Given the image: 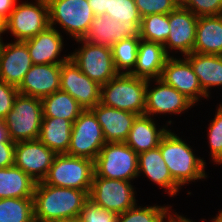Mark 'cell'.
<instances>
[{"label": "cell", "instance_id": "1", "mask_svg": "<svg viewBox=\"0 0 222 222\" xmlns=\"http://www.w3.org/2000/svg\"><path fill=\"white\" fill-rule=\"evenodd\" d=\"M89 200V192L74 188L51 186L37 182L33 195L36 222H51L62 218L80 216Z\"/></svg>", "mask_w": 222, "mask_h": 222}, {"label": "cell", "instance_id": "2", "mask_svg": "<svg viewBox=\"0 0 222 222\" xmlns=\"http://www.w3.org/2000/svg\"><path fill=\"white\" fill-rule=\"evenodd\" d=\"M159 149L173 180L181 187L190 181L207 178L206 162L196 157L192 147L168 130L159 143Z\"/></svg>", "mask_w": 222, "mask_h": 222}, {"label": "cell", "instance_id": "3", "mask_svg": "<svg viewBox=\"0 0 222 222\" xmlns=\"http://www.w3.org/2000/svg\"><path fill=\"white\" fill-rule=\"evenodd\" d=\"M147 80L130 74H118L101 85L104 106L144 115Z\"/></svg>", "mask_w": 222, "mask_h": 222}, {"label": "cell", "instance_id": "4", "mask_svg": "<svg viewBox=\"0 0 222 222\" xmlns=\"http://www.w3.org/2000/svg\"><path fill=\"white\" fill-rule=\"evenodd\" d=\"M94 161L68 154H57L43 183L90 192L94 176Z\"/></svg>", "mask_w": 222, "mask_h": 222}, {"label": "cell", "instance_id": "5", "mask_svg": "<svg viewBox=\"0 0 222 222\" xmlns=\"http://www.w3.org/2000/svg\"><path fill=\"white\" fill-rule=\"evenodd\" d=\"M43 118L41 99L18 94L4 121L14 142L37 140Z\"/></svg>", "mask_w": 222, "mask_h": 222}, {"label": "cell", "instance_id": "6", "mask_svg": "<svg viewBox=\"0 0 222 222\" xmlns=\"http://www.w3.org/2000/svg\"><path fill=\"white\" fill-rule=\"evenodd\" d=\"M95 174L106 179L131 181L138 176V154L125 142L105 143L94 161Z\"/></svg>", "mask_w": 222, "mask_h": 222}, {"label": "cell", "instance_id": "7", "mask_svg": "<svg viewBox=\"0 0 222 222\" xmlns=\"http://www.w3.org/2000/svg\"><path fill=\"white\" fill-rule=\"evenodd\" d=\"M49 26L58 24L71 38L84 39L95 17L88 0H47Z\"/></svg>", "mask_w": 222, "mask_h": 222}, {"label": "cell", "instance_id": "8", "mask_svg": "<svg viewBox=\"0 0 222 222\" xmlns=\"http://www.w3.org/2000/svg\"><path fill=\"white\" fill-rule=\"evenodd\" d=\"M75 41L82 43V47L69 54L70 59L91 80L103 85L119 74L115 69L111 48L84 39Z\"/></svg>", "mask_w": 222, "mask_h": 222}, {"label": "cell", "instance_id": "9", "mask_svg": "<svg viewBox=\"0 0 222 222\" xmlns=\"http://www.w3.org/2000/svg\"><path fill=\"white\" fill-rule=\"evenodd\" d=\"M106 141L91 109L83 110L72 124L70 146L66 154L96 160Z\"/></svg>", "mask_w": 222, "mask_h": 222}, {"label": "cell", "instance_id": "10", "mask_svg": "<svg viewBox=\"0 0 222 222\" xmlns=\"http://www.w3.org/2000/svg\"><path fill=\"white\" fill-rule=\"evenodd\" d=\"M134 192L129 181L106 179L94 173L89 200L119 215L137 204Z\"/></svg>", "mask_w": 222, "mask_h": 222}, {"label": "cell", "instance_id": "11", "mask_svg": "<svg viewBox=\"0 0 222 222\" xmlns=\"http://www.w3.org/2000/svg\"><path fill=\"white\" fill-rule=\"evenodd\" d=\"M48 26L47 0H36L34 4L30 2L16 4L6 20V31L9 30L16 41H26L33 38Z\"/></svg>", "mask_w": 222, "mask_h": 222}, {"label": "cell", "instance_id": "12", "mask_svg": "<svg viewBox=\"0 0 222 222\" xmlns=\"http://www.w3.org/2000/svg\"><path fill=\"white\" fill-rule=\"evenodd\" d=\"M60 90L70 94L84 110L101 101V85L82 73L70 58L61 64Z\"/></svg>", "mask_w": 222, "mask_h": 222}, {"label": "cell", "instance_id": "13", "mask_svg": "<svg viewBox=\"0 0 222 222\" xmlns=\"http://www.w3.org/2000/svg\"><path fill=\"white\" fill-rule=\"evenodd\" d=\"M56 155L39 139L15 142L14 166L40 182L46 177Z\"/></svg>", "mask_w": 222, "mask_h": 222}, {"label": "cell", "instance_id": "14", "mask_svg": "<svg viewBox=\"0 0 222 222\" xmlns=\"http://www.w3.org/2000/svg\"><path fill=\"white\" fill-rule=\"evenodd\" d=\"M197 23L198 17L181 5L169 13L170 31L166 42L163 44L169 56L168 49L179 50L184 56L193 52Z\"/></svg>", "mask_w": 222, "mask_h": 222}, {"label": "cell", "instance_id": "15", "mask_svg": "<svg viewBox=\"0 0 222 222\" xmlns=\"http://www.w3.org/2000/svg\"><path fill=\"white\" fill-rule=\"evenodd\" d=\"M150 81L147 80L144 115L178 114L193 107L194 104L187 97L160 78L153 80L158 84L153 89L149 88Z\"/></svg>", "mask_w": 222, "mask_h": 222}, {"label": "cell", "instance_id": "16", "mask_svg": "<svg viewBox=\"0 0 222 222\" xmlns=\"http://www.w3.org/2000/svg\"><path fill=\"white\" fill-rule=\"evenodd\" d=\"M160 79L178 90L193 104L197 103L200 97L208 98L200 86L192 65L185 57L176 59L170 56L163 67Z\"/></svg>", "mask_w": 222, "mask_h": 222}, {"label": "cell", "instance_id": "17", "mask_svg": "<svg viewBox=\"0 0 222 222\" xmlns=\"http://www.w3.org/2000/svg\"><path fill=\"white\" fill-rule=\"evenodd\" d=\"M141 23L124 24L106 15L94 17L90 29L84 40L95 44L112 48L115 43L140 35Z\"/></svg>", "mask_w": 222, "mask_h": 222}, {"label": "cell", "instance_id": "18", "mask_svg": "<svg viewBox=\"0 0 222 222\" xmlns=\"http://www.w3.org/2000/svg\"><path fill=\"white\" fill-rule=\"evenodd\" d=\"M61 64H33L17 87L19 94L42 99L60 90Z\"/></svg>", "mask_w": 222, "mask_h": 222}, {"label": "cell", "instance_id": "19", "mask_svg": "<svg viewBox=\"0 0 222 222\" xmlns=\"http://www.w3.org/2000/svg\"><path fill=\"white\" fill-rule=\"evenodd\" d=\"M33 66L27 45L15 41L2 45L0 52V80L18 87Z\"/></svg>", "mask_w": 222, "mask_h": 222}, {"label": "cell", "instance_id": "20", "mask_svg": "<svg viewBox=\"0 0 222 222\" xmlns=\"http://www.w3.org/2000/svg\"><path fill=\"white\" fill-rule=\"evenodd\" d=\"M102 128L106 143L125 142L135 119V113L111 108L98 103L91 109Z\"/></svg>", "mask_w": 222, "mask_h": 222}, {"label": "cell", "instance_id": "21", "mask_svg": "<svg viewBox=\"0 0 222 222\" xmlns=\"http://www.w3.org/2000/svg\"><path fill=\"white\" fill-rule=\"evenodd\" d=\"M23 42L27 45L33 64H62L70 58V55L58 58L64 42L55 26H48L38 35Z\"/></svg>", "mask_w": 222, "mask_h": 222}, {"label": "cell", "instance_id": "22", "mask_svg": "<svg viewBox=\"0 0 222 222\" xmlns=\"http://www.w3.org/2000/svg\"><path fill=\"white\" fill-rule=\"evenodd\" d=\"M169 57L163 44L141 39L136 65L130 75L146 80L159 79Z\"/></svg>", "mask_w": 222, "mask_h": 222}, {"label": "cell", "instance_id": "23", "mask_svg": "<svg viewBox=\"0 0 222 222\" xmlns=\"http://www.w3.org/2000/svg\"><path fill=\"white\" fill-rule=\"evenodd\" d=\"M141 173L166 189L165 192H168L172 197L179 192L180 186L173 180L159 147L138 155V175Z\"/></svg>", "mask_w": 222, "mask_h": 222}, {"label": "cell", "instance_id": "24", "mask_svg": "<svg viewBox=\"0 0 222 222\" xmlns=\"http://www.w3.org/2000/svg\"><path fill=\"white\" fill-rule=\"evenodd\" d=\"M154 122L152 117L138 116L129 131L125 143L138 155L158 147L160 140L168 132L165 127L157 129V125Z\"/></svg>", "mask_w": 222, "mask_h": 222}, {"label": "cell", "instance_id": "25", "mask_svg": "<svg viewBox=\"0 0 222 222\" xmlns=\"http://www.w3.org/2000/svg\"><path fill=\"white\" fill-rule=\"evenodd\" d=\"M193 52L222 55V15L198 17Z\"/></svg>", "mask_w": 222, "mask_h": 222}, {"label": "cell", "instance_id": "26", "mask_svg": "<svg viewBox=\"0 0 222 222\" xmlns=\"http://www.w3.org/2000/svg\"><path fill=\"white\" fill-rule=\"evenodd\" d=\"M192 65L194 73L206 96L209 88L222 86V55H210L192 52L184 56Z\"/></svg>", "mask_w": 222, "mask_h": 222}, {"label": "cell", "instance_id": "27", "mask_svg": "<svg viewBox=\"0 0 222 222\" xmlns=\"http://www.w3.org/2000/svg\"><path fill=\"white\" fill-rule=\"evenodd\" d=\"M72 124L59 117H43L38 139L56 154H65L70 146Z\"/></svg>", "mask_w": 222, "mask_h": 222}, {"label": "cell", "instance_id": "28", "mask_svg": "<svg viewBox=\"0 0 222 222\" xmlns=\"http://www.w3.org/2000/svg\"><path fill=\"white\" fill-rule=\"evenodd\" d=\"M36 183L16 166L0 168V199L33 198Z\"/></svg>", "mask_w": 222, "mask_h": 222}, {"label": "cell", "instance_id": "29", "mask_svg": "<svg viewBox=\"0 0 222 222\" xmlns=\"http://www.w3.org/2000/svg\"><path fill=\"white\" fill-rule=\"evenodd\" d=\"M43 117L63 118L72 123L84 110L67 92L58 90L41 99Z\"/></svg>", "mask_w": 222, "mask_h": 222}, {"label": "cell", "instance_id": "30", "mask_svg": "<svg viewBox=\"0 0 222 222\" xmlns=\"http://www.w3.org/2000/svg\"><path fill=\"white\" fill-rule=\"evenodd\" d=\"M0 222H36L33 198L0 199Z\"/></svg>", "mask_w": 222, "mask_h": 222}, {"label": "cell", "instance_id": "31", "mask_svg": "<svg viewBox=\"0 0 222 222\" xmlns=\"http://www.w3.org/2000/svg\"><path fill=\"white\" fill-rule=\"evenodd\" d=\"M169 209L168 206L141 207L136 204L124 213L117 215L116 222H173L178 214H170Z\"/></svg>", "mask_w": 222, "mask_h": 222}, {"label": "cell", "instance_id": "32", "mask_svg": "<svg viewBox=\"0 0 222 222\" xmlns=\"http://www.w3.org/2000/svg\"><path fill=\"white\" fill-rule=\"evenodd\" d=\"M140 40V36L126 38L111 48L115 69L119 74H130L134 69Z\"/></svg>", "mask_w": 222, "mask_h": 222}, {"label": "cell", "instance_id": "33", "mask_svg": "<svg viewBox=\"0 0 222 222\" xmlns=\"http://www.w3.org/2000/svg\"><path fill=\"white\" fill-rule=\"evenodd\" d=\"M169 14H151L141 19L140 38L164 44L168 38Z\"/></svg>", "mask_w": 222, "mask_h": 222}, {"label": "cell", "instance_id": "34", "mask_svg": "<svg viewBox=\"0 0 222 222\" xmlns=\"http://www.w3.org/2000/svg\"><path fill=\"white\" fill-rule=\"evenodd\" d=\"M105 15L124 24L141 23L142 19L134 0H108Z\"/></svg>", "mask_w": 222, "mask_h": 222}, {"label": "cell", "instance_id": "35", "mask_svg": "<svg viewBox=\"0 0 222 222\" xmlns=\"http://www.w3.org/2000/svg\"><path fill=\"white\" fill-rule=\"evenodd\" d=\"M208 138L211 157L217 164H222V104L217 107V112L209 124Z\"/></svg>", "mask_w": 222, "mask_h": 222}, {"label": "cell", "instance_id": "36", "mask_svg": "<svg viewBox=\"0 0 222 222\" xmlns=\"http://www.w3.org/2000/svg\"><path fill=\"white\" fill-rule=\"evenodd\" d=\"M141 17L151 14H169L180 4L176 0H134Z\"/></svg>", "mask_w": 222, "mask_h": 222}, {"label": "cell", "instance_id": "37", "mask_svg": "<svg viewBox=\"0 0 222 222\" xmlns=\"http://www.w3.org/2000/svg\"><path fill=\"white\" fill-rule=\"evenodd\" d=\"M181 6L197 17L222 15V0H185Z\"/></svg>", "mask_w": 222, "mask_h": 222}, {"label": "cell", "instance_id": "38", "mask_svg": "<svg viewBox=\"0 0 222 222\" xmlns=\"http://www.w3.org/2000/svg\"><path fill=\"white\" fill-rule=\"evenodd\" d=\"M117 215L88 200L82 208L81 222H116Z\"/></svg>", "mask_w": 222, "mask_h": 222}, {"label": "cell", "instance_id": "39", "mask_svg": "<svg viewBox=\"0 0 222 222\" xmlns=\"http://www.w3.org/2000/svg\"><path fill=\"white\" fill-rule=\"evenodd\" d=\"M19 94L16 86L0 80V119H5L12 110L14 101Z\"/></svg>", "mask_w": 222, "mask_h": 222}, {"label": "cell", "instance_id": "40", "mask_svg": "<svg viewBox=\"0 0 222 222\" xmlns=\"http://www.w3.org/2000/svg\"><path fill=\"white\" fill-rule=\"evenodd\" d=\"M15 142H0V168L14 166Z\"/></svg>", "mask_w": 222, "mask_h": 222}, {"label": "cell", "instance_id": "41", "mask_svg": "<svg viewBox=\"0 0 222 222\" xmlns=\"http://www.w3.org/2000/svg\"><path fill=\"white\" fill-rule=\"evenodd\" d=\"M88 4L95 16L105 15L107 12L108 0H88Z\"/></svg>", "mask_w": 222, "mask_h": 222}, {"label": "cell", "instance_id": "42", "mask_svg": "<svg viewBox=\"0 0 222 222\" xmlns=\"http://www.w3.org/2000/svg\"><path fill=\"white\" fill-rule=\"evenodd\" d=\"M17 0H0V16L7 20L16 6Z\"/></svg>", "mask_w": 222, "mask_h": 222}, {"label": "cell", "instance_id": "43", "mask_svg": "<svg viewBox=\"0 0 222 222\" xmlns=\"http://www.w3.org/2000/svg\"><path fill=\"white\" fill-rule=\"evenodd\" d=\"M0 142H14L10 139L6 123L0 119Z\"/></svg>", "mask_w": 222, "mask_h": 222}, {"label": "cell", "instance_id": "44", "mask_svg": "<svg viewBox=\"0 0 222 222\" xmlns=\"http://www.w3.org/2000/svg\"><path fill=\"white\" fill-rule=\"evenodd\" d=\"M51 222H81L80 216L62 218Z\"/></svg>", "mask_w": 222, "mask_h": 222}, {"label": "cell", "instance_id": "45", "mask_svg": "<svg viewBox=\"0 0 222 222\" xmlns=\"http://www.w3.org/2000/svg\"><path fill=\"white\" fill-rule=\"evenodd\" d=\"M6 32V20L0 16V40H2L1 34Z\"/></svg>", "mask_w": 222, "mask_h": 222}, {"label": "cell", "instance_id": "46", "mask_svg": "<svg viewBox=\"0 0 222 222\" xmlns=\"http://www.w3.org/2000/svg\"><path fill=\"white\" fill-rule=\"evenodd\" d=\"M173 222H193L190 219H187L186 217L182 216V215H178Z\"/></svg>", "mask_w": 222, "mask_h": 222}, {"label": "cell", "instance_id": "47", "mask_svg": "<svg viewBox=\"0 0 222 222\" xmlns=\"http://www.w3.org/2000/svg\"><path fill=\"white\" fill-rule=\"evenodd\" d=\"M218 214L216 218L214 217V219H212V222H222V211H219Z\"/></svg>", "mask_w": 222, "mask_h": 222}, {"label": "cell", "instance_id": "48", "mask_svg": "<svg viewBox=\"0 0 222 222\" xmlns=\"http://www.w3.org/2000/svg\"><path fill=\"white\" fill-rule=\"evenodd\" d=\"M180 5L185 1V0H176Z\"/></svg>", "mask_w": 222, "mask_h": 222}, {"label": "cell", "instance_id": "49", "mask_svg": "<svg viewBox=\"0 0 222 222\" xmlns=\"http://www.w3.org/2000/svg\"><path fill=\"white\" fill-rule=\"evenodd\" d=\"M2 45H3V41L0 40V52H1Z\"/></svg>", "mask_w": 222, "mask_h": 222}]
</instances>
